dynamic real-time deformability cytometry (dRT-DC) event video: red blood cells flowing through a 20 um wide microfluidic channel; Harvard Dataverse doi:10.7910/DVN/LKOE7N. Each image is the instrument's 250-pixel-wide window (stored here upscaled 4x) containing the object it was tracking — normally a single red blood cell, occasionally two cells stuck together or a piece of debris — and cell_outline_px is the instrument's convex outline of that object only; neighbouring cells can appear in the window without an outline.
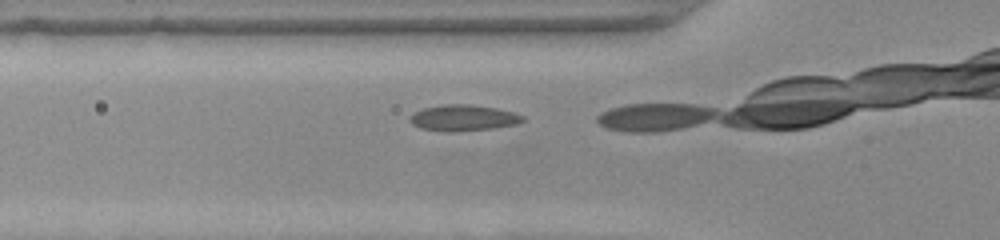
{"species": "common noctule bat (a hibernating species)", "species_latin": "Nyctalus noctula", "temperature_condition": "warm", "stored_images_in_passage": 6, "camera_frame_rate_fps": 3000, "um_per_image_px": 0.085, "animal": {"sex": "female", "body_mass_g": 22.0, "forearm_length_mm": 56.7}, "frame": {"image": 1, "passage_image": 5, "time_ms": 1.333, "image_size_px": [1000, 240], "cell_outline_px": [[524, 120], [516, 124], [492, 128], [456, 132], [444, 132], [420, 128], [412, 124], [408, 120], [408, 116], [424, 108], [444, 104], [468, 104], [496, 108], [512, 112], [524, 116]], "centroid_in_image_um": [39.33, 10.03], "position_along_channel_um": 86.5, "area_um2": 17.17}}